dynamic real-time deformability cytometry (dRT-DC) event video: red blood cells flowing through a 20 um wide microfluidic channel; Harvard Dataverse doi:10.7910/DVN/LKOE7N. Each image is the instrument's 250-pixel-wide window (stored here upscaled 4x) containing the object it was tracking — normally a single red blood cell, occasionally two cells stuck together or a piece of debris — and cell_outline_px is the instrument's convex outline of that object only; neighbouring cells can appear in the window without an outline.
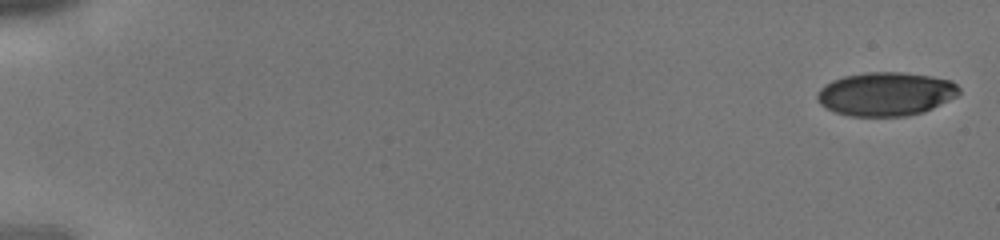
{"species": "human", "species_latin": "Homo sapiens", "temperature_condition": "cold", "stored_images_in_passage": 11, "camera_frame_rate_fps": 3000, "um_per_image_px": 0.085, "donor": {"sex": "male"}, "frame": {"image": 1, "passage_image": 1, "time_ms": 0.0, "image_size_px": [1000, 240], "cell_outline_px": [[960, 92], [956, 96], [924, 112], [908, 116], [848, 116], [836, 112], [820, 104], [816, 100], [816, 92], [824, 84], [832, 80], [844, 76], [864, 72], [904, 72], [932, 76], [952, 80], [960, 88]], "centroid_in_image_um": [75.28, 7.98], "position_along_channel_um": 9.7, "area_um2": 36.36}}
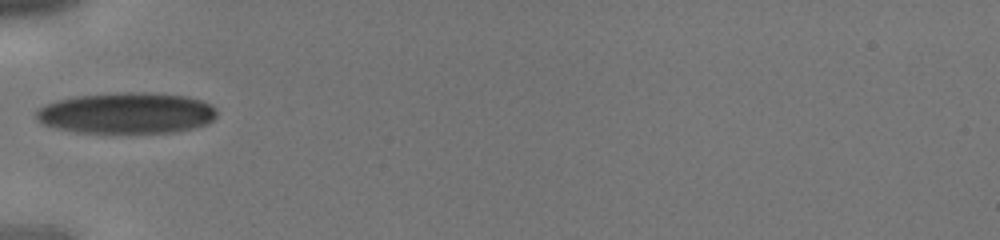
{"frame": {"image": 2, "passage_image": 7, "time_ms": 2.0, "image_size_px": [1000, 240], "cell_outline_px": [[216, 116], [208, 124], [192, 128], [172, 132], [80, 132], [56, 128], [44, 124], [36, 120], [32, 112], [44, 104], [56, 100], [76, 96], [116, 92], [140, 92], [188, 96], [212, 104], [216, 108]], "centroid_in_image_um": [10.73, 9.6], "position_along_channel_um": 74.3, "area_um2": 43.41}}
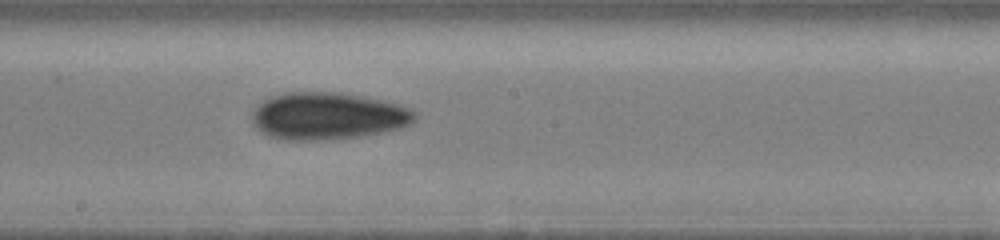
{"frame": {"image": 3, "passage_image": 11, "time_ms": 3.333, "image_size_px": [1000, 240], "cell_outline_px": [[420, 112], [416, 120], [412, 124], [400, 128], [384, 132], [360, 136], [324, 140], [288, 140], [268, 136], [260, 132], [252, 124], [252, 112], [256, 104], [272, 96], [284, 92], [336, 92], [384, 100], [400, 104], [412, 108]], "centroid_in_image_um": [27.89, 9.86], "position_along_channel_um": 220.3, "area_um2": 45.43}}